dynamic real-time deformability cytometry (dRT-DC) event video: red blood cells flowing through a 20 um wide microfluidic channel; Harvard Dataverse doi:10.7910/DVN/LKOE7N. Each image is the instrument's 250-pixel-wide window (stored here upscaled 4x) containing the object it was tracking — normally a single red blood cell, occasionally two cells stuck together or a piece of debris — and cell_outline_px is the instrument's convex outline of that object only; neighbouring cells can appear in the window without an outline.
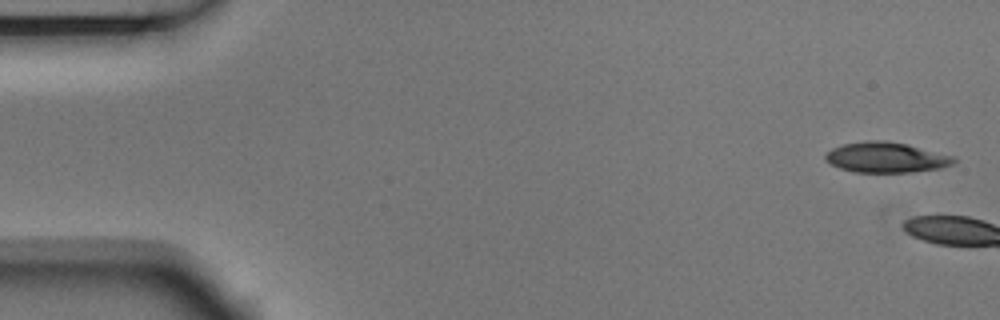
{"species": "Egyptian fruit bat (a non-hibernating species)", "species_latin": "Rousettus aegyptiacus", "temperature_condition": "room temperature", "stored_images_in_passage": 2, "camera_frame_rate_fps": 3000, "um_per_image_px": 0.085, "animal": {"sex": "male"}, "frame": {"image": 1, "passage_image": 1, "time_ms": 0.0, "image_size_px": [1000, 320], "cell_outline_px": [[956, 160], [952, 164], [940, 168], [912, 172], [852, 172], [828, 164], [824, 160], [824, 156], [832, 148], [844, 144], [868, 140], [888, 140], [908, 144], [956, 156]], "centroid_in_image_um": [75.32, 13.37], "position_along_channel_um": 9.7, "area_um2": 23.0}}